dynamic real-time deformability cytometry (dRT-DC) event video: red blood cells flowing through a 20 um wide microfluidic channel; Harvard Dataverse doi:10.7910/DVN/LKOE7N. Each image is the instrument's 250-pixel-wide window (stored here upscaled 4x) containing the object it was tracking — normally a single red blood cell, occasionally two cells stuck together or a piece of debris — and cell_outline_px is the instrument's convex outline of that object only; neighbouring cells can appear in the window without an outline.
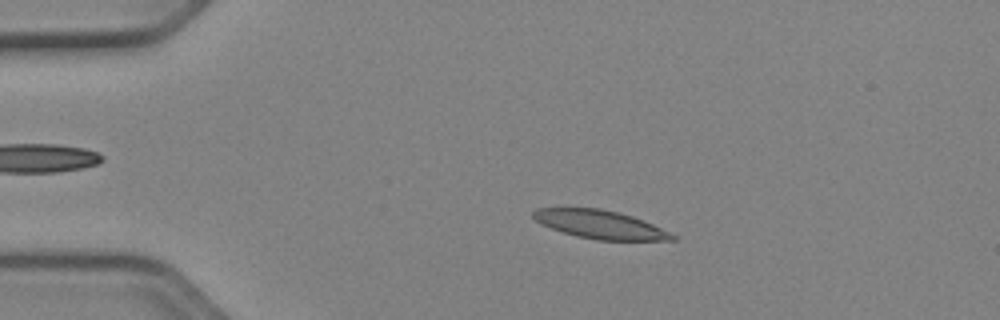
{"species": "Egyptian fruit bat (a non-hibernating species)", "species_latin": "Rousettus aegyptiacus", "temperature_condition": "cold", "stored_images_in_passage": 51, "camera_frame_rate_fps": 3000, "um_per_image_px": 0.085, "animal": {"sex": "female"}, "frame": {"image": 1, "passage_image": 10, "time_ms": 3.0, "image_size_px": [1000, 320], "cell_outline_px": [[676, 240], [596, 240], [576, 236], [540, 224], [532, 216], [532, 212], [536, 208], [600, 208], [620, 212], [644, 220], [676, 236]], "centroid_in_image_um": [50.99, 19.07], "position_along_channel_um": 34.0, "area_um2": 22.89}}
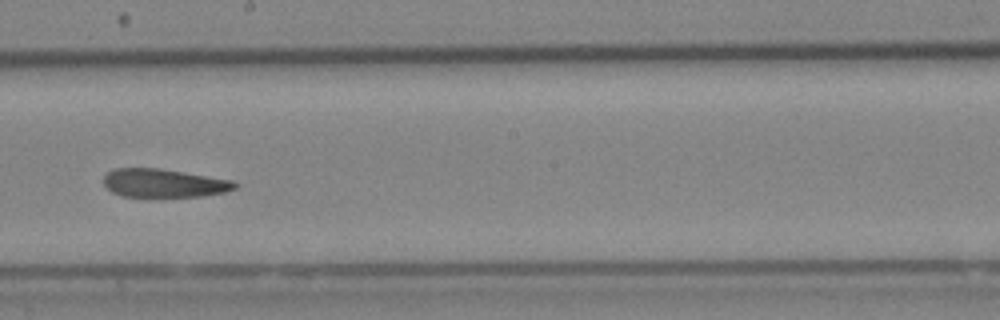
{"frame": {"image": 2, "passage_image": 29, "time_ms": 9.333, "image_size_px": [1000, 320], "cell_outline_px": [[240, 184], [236, 188], [224, 192], [204, 196], [120, 196], [112, 192], [104, 184], [104, 176], [108, 172], [116, 168], [160, 168], [232, 180]], "centroid_in_image_um": [13.94, 15.56], "position_along_channel_um": 234.3, "area_um2": 21.62}}
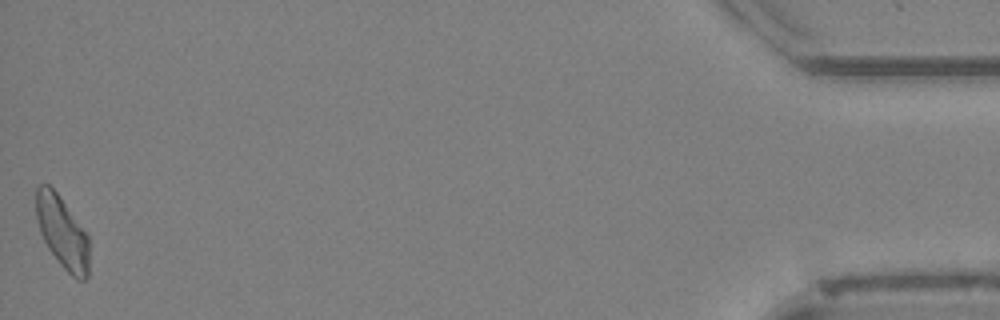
{"frame": {"image": 3, "passage_image": 51, "time_ms": 16.667, "image_size_px": [1000, 320], "cell_outline_px": [[88, 276], [84, 280], [76, 280], [60, 264], [48, 248], [40, 232], [36, 216], [36, 188], [40, 184], [48, 184], [60, 196], [88, 232]], "centroid_in_image_um": [5.31, 19.73], "position_along_channel_um": 429.9, "area_um2": 22.43}, "authors_computed_cell_mechanics": {"area_um2": 23.3512, "velocity_mm_per_s": 3.9299, "shape_relaxation_time_tau1_ms": 3.9601, "shape_relaxation_time_tau2_ms": 7.7296, "deformation_change_tau1": 0.1413, "deformation_change_tau2": 0.2092}}